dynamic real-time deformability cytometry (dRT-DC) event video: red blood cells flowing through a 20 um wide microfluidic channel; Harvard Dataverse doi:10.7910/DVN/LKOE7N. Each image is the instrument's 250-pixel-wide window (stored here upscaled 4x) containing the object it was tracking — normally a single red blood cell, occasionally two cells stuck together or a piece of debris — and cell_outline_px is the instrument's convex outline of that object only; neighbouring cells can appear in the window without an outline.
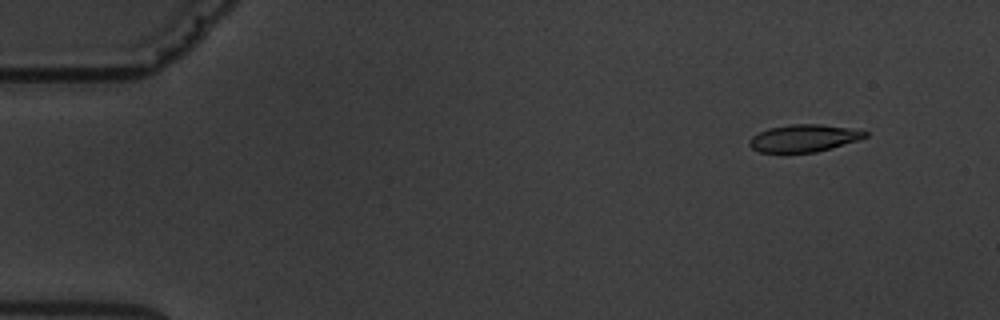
{"species": "common noctule bat (a hibernating species)", "species_latin": "Nyctalus noctula", "temperature_condition": "warm", "stored_images_in_passage": 6, "camera_frame_rate_fps": 3000, "um_per_image_px": 0.085, "animal": {"sex": "male", "body_mass_g": 19.5, "forearm_length_mm": 54.6}, "frame": {"image": 1, "passage_image": 1, "time_ms": 0.0, "image_size_px": [1000, 320], "cell_outline_px": [[868, 136], [860, 140], [832, 148], [816, 152], [760, 152], [752, 148], [748, 144], [748, 140], [752, 136], [768, 128], [788, 124], [820, 124], [848, 128], [868, 132]], "centroid_in_image_um": [68.33, 11.74], "position_along_channel_um": 16.7, "area_um2": 18.44}}
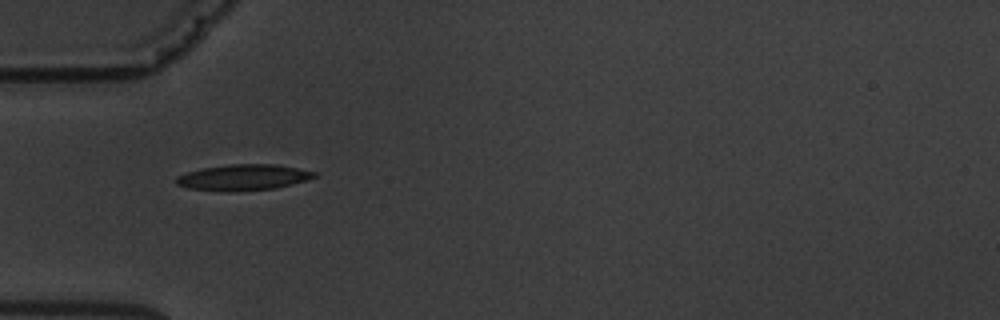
{"frame": {"image": 2, "passage_image": 4, "time_ms": 4.333, "image_size_px": [1000, 320], "cell_outline_px": [[320, 176], [292, 184], [276, 188], [232, 192], [224, 192], [188, 188], [176, 184], [176, 176], [188, 172], [204, 168], [228, 164], [276, 164], [316, 172]], "centroid_in_image_um": [20.69, 15.08], "position_along_channel_um": 64.3, "area_um2": 20.98}}
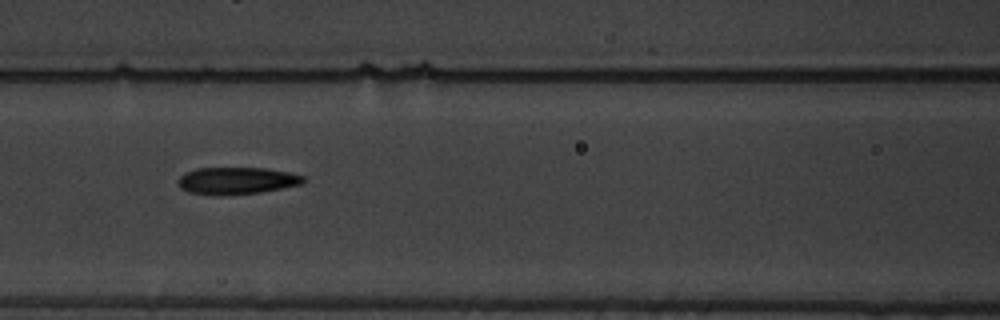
{"frame": {"image": 3, "passage_image": 6, "time_ms": 6.667, "image_size_px": [1000, 320], "cell_outline_px": [[304, 184], [260, 192], [216, 196], [188, 192], [180, 188], [176, 180], [184, 172], [196, 168], [268, 168], [288, 172], [304, 176]], "centroid_in_image_um": [20.08, 15.36], "position_along_channel_um": 146.5, "area_um2": 20.0}}